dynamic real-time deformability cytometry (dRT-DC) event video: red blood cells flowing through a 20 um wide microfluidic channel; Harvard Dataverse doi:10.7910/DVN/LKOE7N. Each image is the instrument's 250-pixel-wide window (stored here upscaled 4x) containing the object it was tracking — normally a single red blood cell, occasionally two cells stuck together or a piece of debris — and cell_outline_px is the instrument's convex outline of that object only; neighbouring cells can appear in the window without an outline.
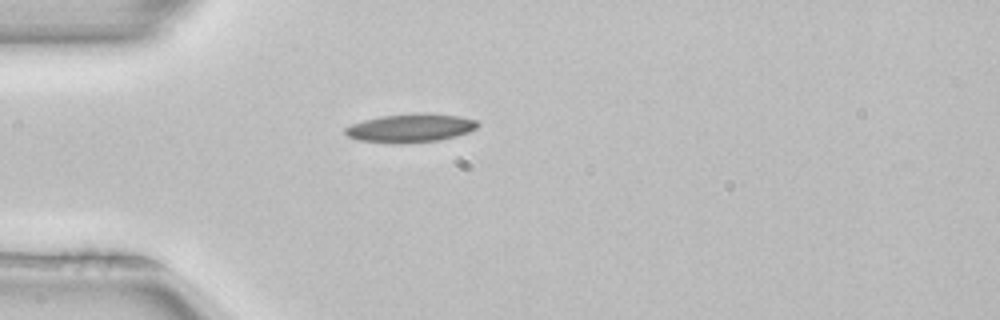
{"species": "common noctule bat (a hibernating species)", "species_latin": "Nyctalus noctula", "temperature_condition": "room temperature", "stored_images_in_passage": 38, "camera_frame_rate_fps": 3000, "um_per_image_px": 0.085, "animal": {"sex": "female", "body_mass_g": 22.7, "forearm_length_mm": 54.2}, "frame": {"image": 1, "passage_image": 1, "time_ms": 0.0, "image_size_px": [1000, 320], "cell_outline_px": [[480, 124], [476, 128], [468, 132], [456, 136], [440, 140], [404, 144], [396, 144], [356, 140], [348, 136], [344, 132], [344, 128], [352, 124], [364, 120], [380, 116], [416, 112], [428, 112], [460, 116], [476, 120]], "centroid_in_image_um": [34.89, 10.88], "position_along_channel_um": 50.1, "area_um2": 22.48}}
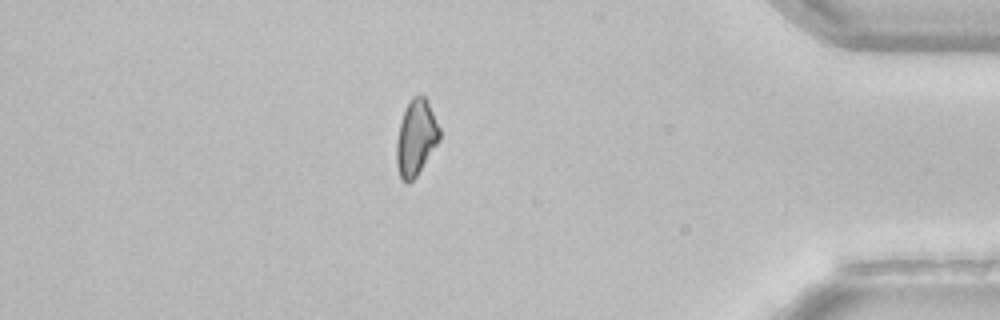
{"frame": {"image": 2, "passage_image": 31, "time_ms": 10.0, "image_size_px": [1000, 320], "cell_outline_px": [[440, 140], [416, 176], [408, 184], [400, 176], [396, 164], [396, 140], [400, 124], [404, 112], [412, 96], [420, 92], [424, 96], [440, 128]], "centroid_in_image_um": [35.35, 11.7], "position_along_channel_um": 399.8, "area_um2": 18.79}}
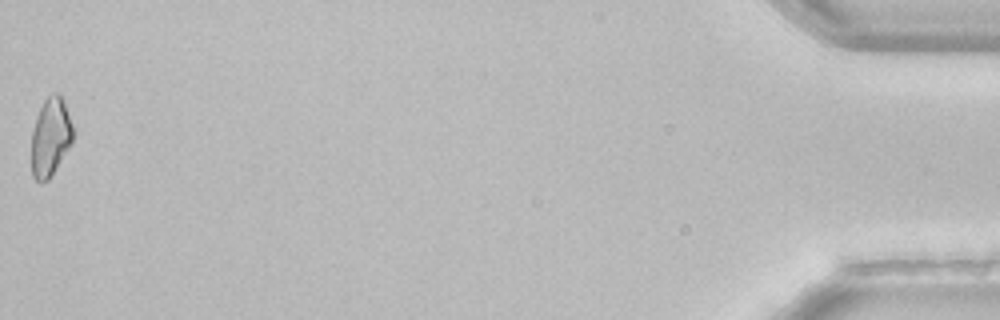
{"frame": {"image": 3, "passage_image": 38, "time_ms": 12.333, "image_size_px": [1000, 320], "cell_outline_px": [[72, 144], [48, 180], [36, 180], [32, 176], [32, 128], [36, 116], [44, 100], [48, 96], [56, 92], [60, 92], [72, 124]], "centroid_in_image_um": [4.28, 11.62], "position_along_channel_um": 430.9, "area_um2": 18.79}}